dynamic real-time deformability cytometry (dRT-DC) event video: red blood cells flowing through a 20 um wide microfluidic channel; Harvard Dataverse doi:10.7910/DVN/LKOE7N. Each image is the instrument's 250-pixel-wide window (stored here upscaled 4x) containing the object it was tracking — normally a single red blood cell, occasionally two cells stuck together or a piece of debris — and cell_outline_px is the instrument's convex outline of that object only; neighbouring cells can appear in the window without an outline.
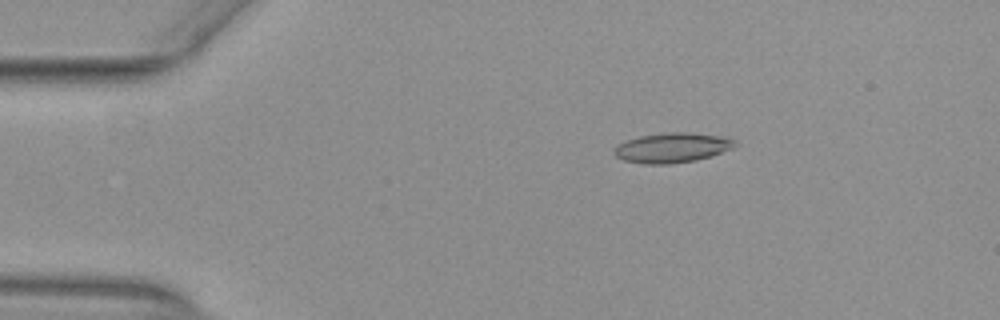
{"species": "common noctule bat (a hibernating species)", "species_latin": "Nyctalus noctula", "temperature_condition": "warm", "stored_images_in_passage": 53, "camera_frame_rate_fps": 3000, "um_per_image_px": 0.085, "animal": {"sex": "female", "body_mass_g": 29.2, "forearm_length_mm": 56.3}, "frame": {"image": 1, "passage_image": 10, "time_ms": 3.0, "image_size_px": [1000, 320], "cell_outline_px": [[736, 144], [732, 148], [712, 156], [696, 160], [668, 164], [644, 164], [624, 160], [616, 156], [612, 152], [612, 148], [616, 144], [640, 136], [668, 132], [688, 132], [720, 136], [736, 140]], "centroid_in_image_um": [57.1, 12.56], "position_along_channel_um": 27.9, "area_um2": 21.04}}
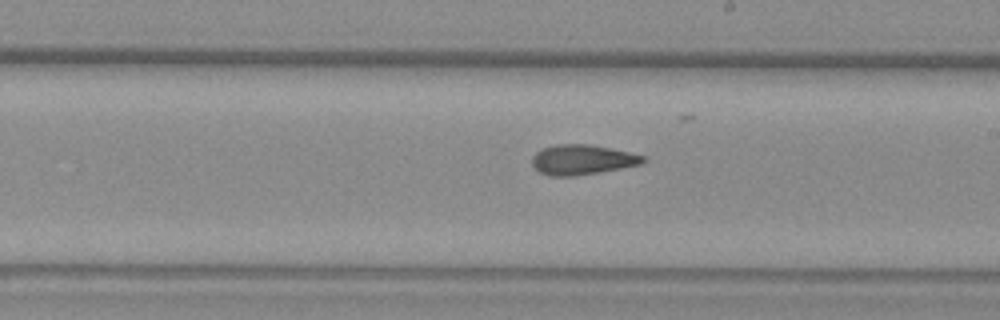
{"frame": {"image": 2, "passage_image": 31, "time_ms": 10.0, "image_size_px": [1000, 320], "cell_outline_px": [[648, 160], [640, 164], [620, 168], [572, 176], [552, 176], [540, 172], [532, 164], [532, 156], [536, 152], [544, 148], [556, 144], [588, 144], [612, 148], [644, 156]], "centroid_in_image_um": [49.48, 13.56], "position_along_channel_um": 239.5, "area_um2": 19.13}}
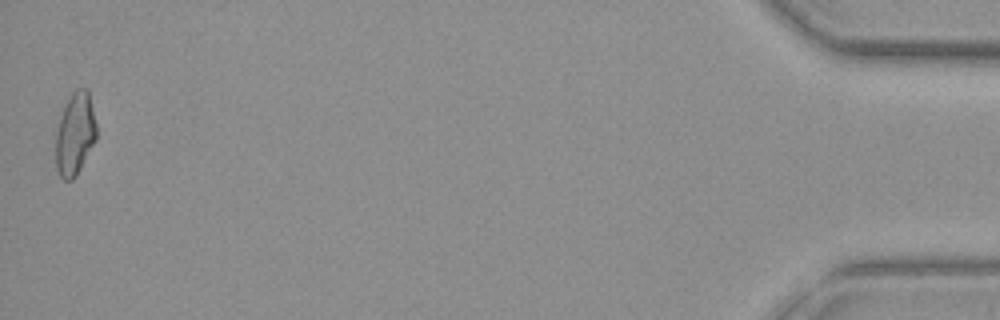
{"frame": {"image": 3, "passage_image": 53, "time_ms": 17.333, "image_size_px": [1000, 320], "cell_outline_px": [[96, 140], [76, 176], [72, 180], [64, 180], [60, 176], [56, 168], [56, 132], [60, 116], [72, 92], [76, 88], [88, 88], [96, 124]], "centroid_in_image_um": [6.38, 11.39], "position_along_channel_um": 428.8, "area_um2": 19.54}, "authors_computed_cell_mechanics": {"area_um2": 19.4208, "velocity_mm_per_s": 3.9318, "shape_relaxation_time_tau1_ms": null, "shape_relaxation_time_tau2_ms": 2.1488, "deformation_change_tau1": null, "deformation_change_tau2": 0.0976}}